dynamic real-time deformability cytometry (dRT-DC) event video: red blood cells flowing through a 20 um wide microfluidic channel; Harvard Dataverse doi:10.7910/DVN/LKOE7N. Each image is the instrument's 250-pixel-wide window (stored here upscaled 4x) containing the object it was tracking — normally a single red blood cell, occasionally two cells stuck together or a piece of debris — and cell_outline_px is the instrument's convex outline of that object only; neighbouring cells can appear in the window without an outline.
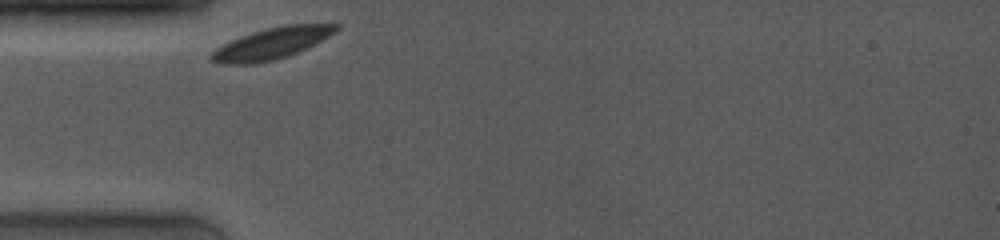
{"species": "common noctule bat (a hibernating species)", "species_latin": "Nyctalus noctula", "temperature_condition": "room temperature", "stored_images_in_passage": 2, "camera_frame_rate_fps": 4000, "um_per_image_px": 0.085, "animal": {"sex": "female", "body_mass_g": 19.0, "forearm_length_mm": 53.3}, "frame": {"image": 1, "passage_image": 1, "time_ms": 0.0, "image_size_px": [1000, 240], "cell_outline_px": [[340, 28], [328, 36], [296, 52], [272, 60], [252, 64], [224, 64], [212, 60], [208, 56], [216, 48], [240, 36], [252, 32], [284, 24], [340, 24]], "centroid_in_image_um": [23.05, 3.68], "position_along_channel_um": 61.9, "area_um2": 22.2}}